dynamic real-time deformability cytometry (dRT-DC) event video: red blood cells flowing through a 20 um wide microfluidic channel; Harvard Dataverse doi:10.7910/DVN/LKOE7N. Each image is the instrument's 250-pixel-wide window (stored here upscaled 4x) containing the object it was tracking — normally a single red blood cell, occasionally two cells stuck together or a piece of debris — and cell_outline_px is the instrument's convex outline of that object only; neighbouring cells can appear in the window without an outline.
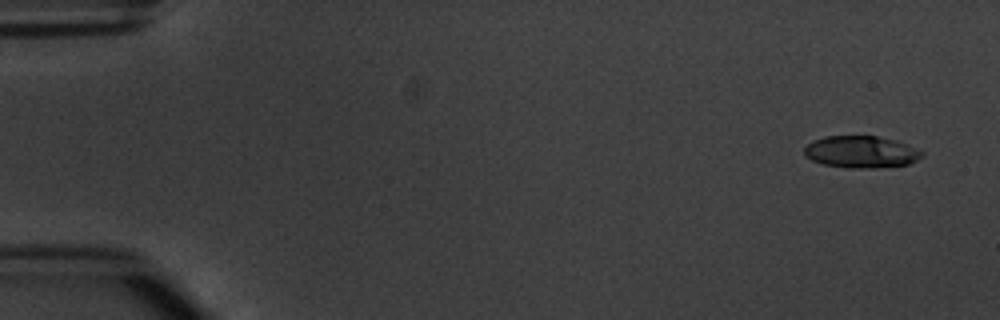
{"species": "common noctule bat (a hibernating species)", "species_latin": "Nyctalus noctula", "temperature_condition": "warm", "stored_images_in_passage": 5, "camera_frame_rate_fps": 3000, "um_per_image_px": 0.085, "animal": {"sex": "male", "body_mass_g": 20.1, "forearm_length_mm": 53.5}, "frame": {"image": 1, "passage_image": 1, "time_ms": 0.0, "image_size_px": [1000, 320], "cell_outline_px": [[924, 156], [908, 164], [872, 168], [848, 168], [824, 164], [812, 160], [804, 156], [804, 148], [812, 140], [824, 136], [876, 136], [896, 140], [924, 152]], "centroid_in_image_um": [73.17, 12.91], "position_along_channel_um": 11.8, "area_um2": 21.91}}